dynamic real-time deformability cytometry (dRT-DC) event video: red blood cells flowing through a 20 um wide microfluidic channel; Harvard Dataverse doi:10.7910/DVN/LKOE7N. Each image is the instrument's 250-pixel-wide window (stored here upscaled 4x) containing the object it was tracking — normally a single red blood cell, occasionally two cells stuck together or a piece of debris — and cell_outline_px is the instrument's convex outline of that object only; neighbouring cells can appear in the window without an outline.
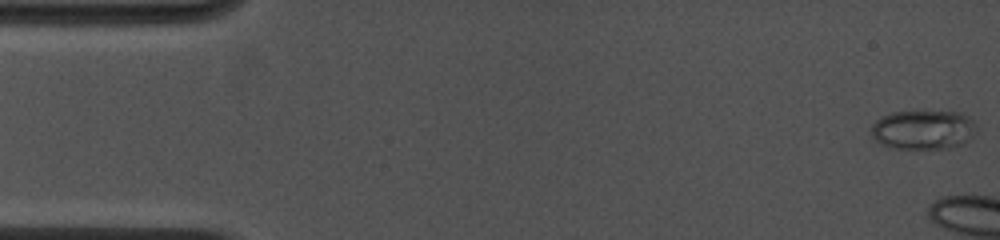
{"species": "common noctule bat (a hibernating species)", "species_latin": "Nyctalus noctula", "temperature_condition": "cold", "stored_images_in_passage": 24, "camera_frame_rate_fps": 4500, "um_per_image_px": 0.085, "animal": {"sex": "female", "body_mass_g": 19.0, "forearm_length_mm": 53.3}, "frame": {"image": 1, "passage_image": 1, "time_ms": 0.0, "image_size_px": [1000, 240], "cell_outline_px": [[976, 128], [972, 136], [964, 144], [948, 148], [892, 148], [876, 140], [872, 136], [872, 124], [880, 116], [892, 112], [960, 112], [968, 116], [972, 120]], "centroid_in_image_um": [78.47, 11.02], "position_along_channel_um": 6.5, "area_um2": 23.87}}
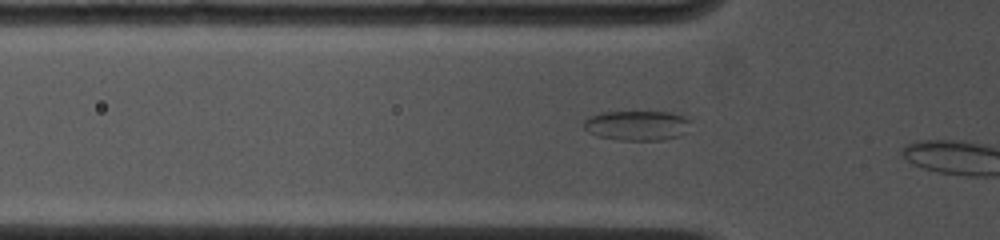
{"frame": {"image": 2, "passage_image": 22, "time_ms": 4.889, "image_size_px": [1000, 240], "cell_outline_px": [[688, 120], [684, 132], [680, 136], [664, 140], [620, 140], [596, 136], [588, 132], [584, 128], [584, 120], [588, 116], [600, 112], [672, 112], [684, 116]], "centroid_in_image_um": [54.08, 10.66], "position_along_channel_um": 71.7, "area_um2": 18.55}}